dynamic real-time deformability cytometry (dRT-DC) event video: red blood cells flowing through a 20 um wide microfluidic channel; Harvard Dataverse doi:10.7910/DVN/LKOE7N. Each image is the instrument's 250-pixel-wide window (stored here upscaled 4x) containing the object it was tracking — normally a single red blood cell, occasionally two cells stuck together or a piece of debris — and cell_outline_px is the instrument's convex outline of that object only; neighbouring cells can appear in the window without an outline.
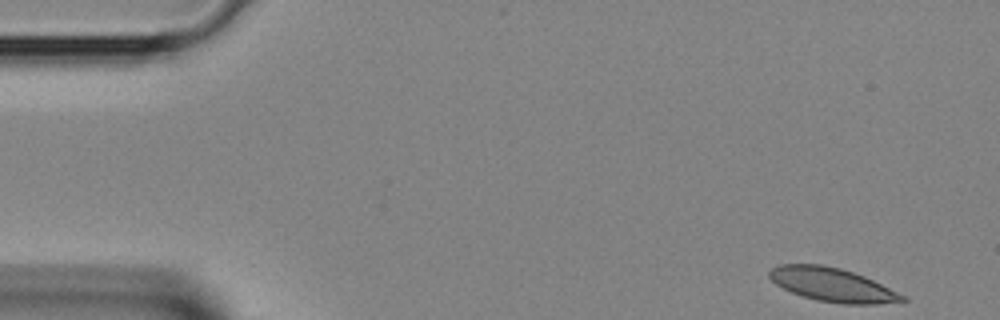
{"species": "Egyptian fruit bat (a non-hibernating species)", "species_latin": "Rousettus aegyptiacus", "temperature_condition": "room temperature", "stored_images_in_passage": 11, "camera_frame_rate_fps": 3000, "um_per_image_px": 0.085, "animal": {"sex": "female"}, "frame": {"image": 1, "passage_image": 1, "time_ms": 0.0, "image_size_px": [1000, 320], "cell_outline_px": [[908, 300], [876, 304], [844, 304], [816, 300], [792, 292], [776, 284], [768, 276], [768, 272], [772, 268], [780, 264], [820, 264], [840, 268], [864, 276], [904, 296]], "centroid_in_image_um": [70.7, 24.2], "position_along_channel_um": 14.3, "area_um2": 25.66}}
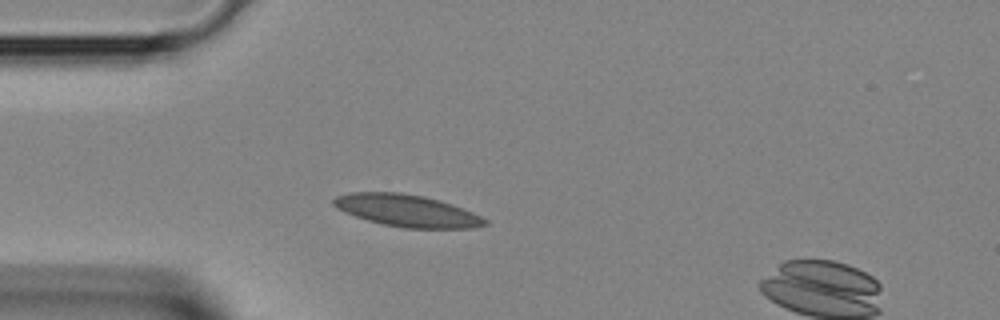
{"frame": {"image": 2, "passage_image": 9, "time_ms": 2.667, "image_size_px": [1000, 320], "cell_outline_px": [[488, 224], [472, 228], [404, 228], [384, 224], [368, 220], [344, 212], [336, 208], [332, 204], [332, 200], [336, 196], [348, 192], [400, 192], [424, 196], [440, 200], [452, 204], [472, 212], [488, 220]], "centroid_in_image_um": [34.57, 17.89], "position_along_channel_um": 50.4, "area_um2": 28.26}}